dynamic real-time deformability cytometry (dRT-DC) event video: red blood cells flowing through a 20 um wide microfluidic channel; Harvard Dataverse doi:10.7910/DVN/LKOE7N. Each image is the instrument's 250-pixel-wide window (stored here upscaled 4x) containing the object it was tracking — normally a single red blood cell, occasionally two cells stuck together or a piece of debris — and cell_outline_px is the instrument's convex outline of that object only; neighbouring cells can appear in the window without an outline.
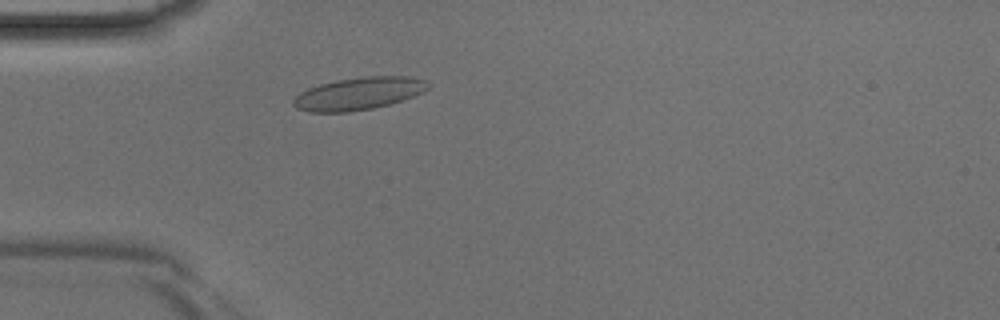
{"species": "Egyptian fruit bat (a non-hibernating species)", "species_latin": "Rousettus aegyptiacus", "temperature_condition": "room temperature", "stored_images_in_passage": 39, "camera_frame_rate_fps": 3000, "um_per_image_px": 0.085, "animal": {"sex": "male"}, "frame": {"image": 1, "passage_image": 8, "time_ms": 2.333, "image_size_px": [1000, 320], "cell_outline_px": [[432, 84], [428, 88], [412, 96], [388, 104], [372, 108], [348, 112], [308, 112], [296, 108], [292, 104], [292, 100], [300, 92], [308, 88], [320, 84], [336, 80], [364, 76], [404, 76], [424, 80]], "centroid_in_image_um": [30.43, 7.95], "position_along_channel_um": 54.6, "area_um2": 25.32}}
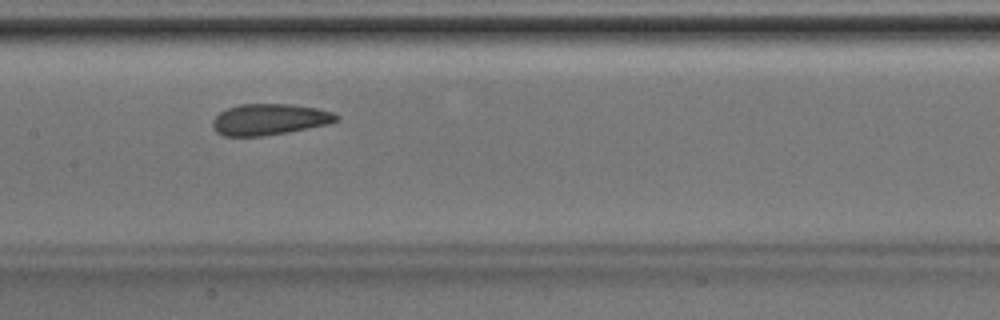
{"frame": {"image": 2, "passage_image": 17, "time_ms": 5.333, "image_size_px": [1000, 320], "cell_outline_px": [[340, 116], [336, 120], [328, 124], [288, 132], [264, 136], [224, 136], [216, 132], [212, 128], [212, 120], [220, 112], [228, 108], [240, 104], [292, 104], [316, 108], [332, 112]], "centroid_in_image_um": [22.87, 10.15], "position_along_channel_um": 184.5, "area_um2": 22.48}}
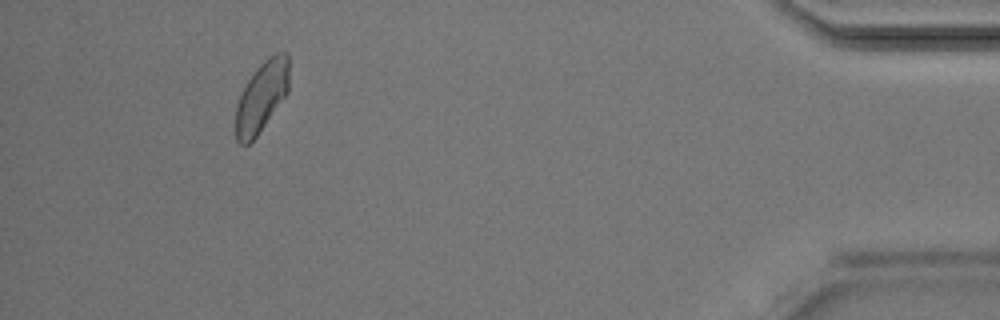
{"frame": {"image": 3, "passage_image": 36, "time_ms": 11.667, "image_size_px": [1000, 320], "cell_outline_px": [[288, 92], [256, 136], [248, 144], [240, 144], [236, 140], [236, 108], [240, 96], [248, 80], [260, 64], [268, 56], [276, 52], [288, 52]], "centroid_in_image_um": [22.24, 8.19], "position_along_channel_um": 413.0, "area_um2": 21.5}}